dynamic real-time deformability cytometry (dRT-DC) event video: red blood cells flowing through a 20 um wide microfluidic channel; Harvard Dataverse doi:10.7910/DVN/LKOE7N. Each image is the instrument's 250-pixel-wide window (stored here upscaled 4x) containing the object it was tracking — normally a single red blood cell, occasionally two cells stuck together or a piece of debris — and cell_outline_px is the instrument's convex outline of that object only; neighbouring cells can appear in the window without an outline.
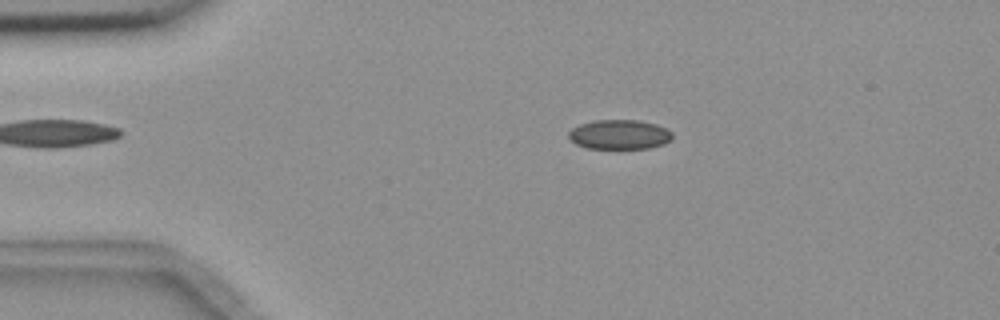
{"species": "common noctule bat (a hibernating species)", "species_latin": "Nyctalus noctula", "temperature_condition": "room temperature", "stored_images_in_passage": 7, "camera_frame_rate_fps": 3000, "um_per_image_px": 0.085, "animal": {"sex": "female", "body_mass_g": 18.4}, "frame": {"image": 1, "passage_image": 2, "time_ms": 1.333, "image_size_px": [1000, 320], "cell_outline_px": [[672, 140], [664, 144], [648, 148], [588, 148], [576, 144], [568, 136], [568, 132], [572, 128], [580, 124], [596, 120], [640, 120], [656, 124], [668, 128], [672, 132]], "centroid_in_image_um": [52.69, 11.42], "position_along_channel_um": 32.3, "area_um2": 17.92}}
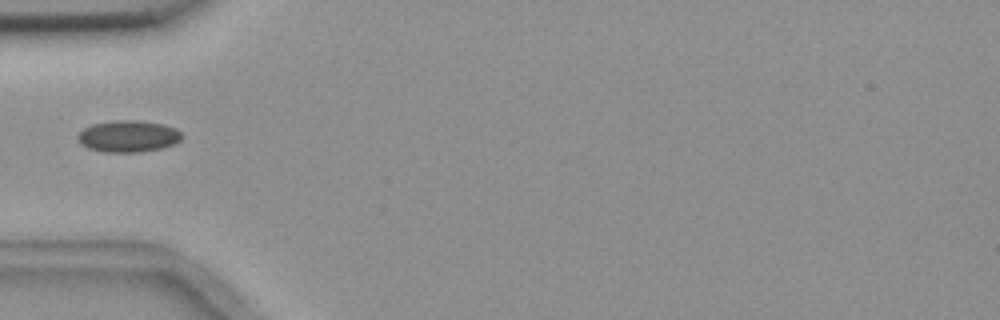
{"frame": {"image": 2, "passage_image": 4, "time_ms": 3.667, "image_size_px": [1000, 320], "cell_outline_px": [[184, 136], [180, 140], [172, 144], [160, 148], [140, 152], [104, 152], [88, 148], [80, 144], [76, 136], [84, 128], [92, 124], [116, 120], [140, 120], [164, 124], [176, 128]], "centroid_in_image_um": [10.89, 11.57], "position_along_channel_um": 74.1, "area_um2": 19.31}}